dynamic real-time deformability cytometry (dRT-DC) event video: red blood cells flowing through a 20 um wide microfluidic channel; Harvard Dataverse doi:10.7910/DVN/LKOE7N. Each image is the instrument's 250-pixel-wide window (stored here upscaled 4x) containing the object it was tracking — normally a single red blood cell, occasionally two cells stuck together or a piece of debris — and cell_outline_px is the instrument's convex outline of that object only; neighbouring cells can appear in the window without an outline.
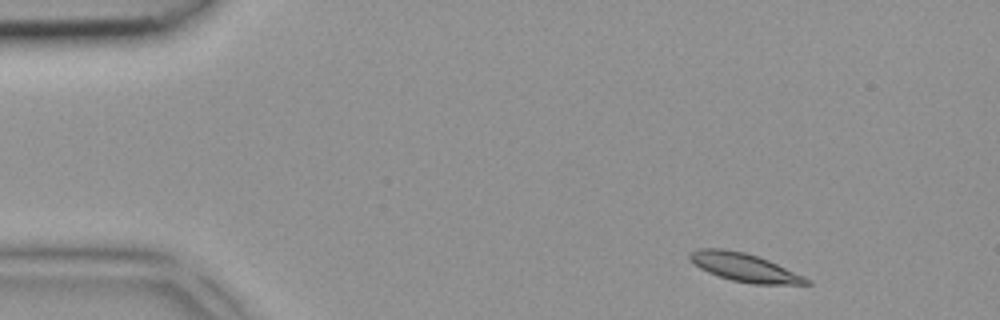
{"species": "common noctule bat (a hibernating species)", "species_latin": "Nyctalus noctula", "temperature_condition": "room temperature", "stored_images_in_passage": 3, "camera_frame_rate_fps": 3000, "um_per_image_px": 0.085, "animal": {"sex": "female", "body_mass_g": 18.4}, "frame": {"image": 1, "passage_image": 1, "time_ms": 0.0, "image_size_px": [1000, 320], "cell_outline_px": [[812, 284], [752, 284], [732, 280], [708, 272], [700, 268], [688, 260], [688, 252], [700, 248], [724, 248], [744, 252], [768, 260], [804, 276], [812, 280]], "centroid_in_image_um": [63.24, 22.72], "position_along_channel_um": 21.8, "area_um2": 19.25}}